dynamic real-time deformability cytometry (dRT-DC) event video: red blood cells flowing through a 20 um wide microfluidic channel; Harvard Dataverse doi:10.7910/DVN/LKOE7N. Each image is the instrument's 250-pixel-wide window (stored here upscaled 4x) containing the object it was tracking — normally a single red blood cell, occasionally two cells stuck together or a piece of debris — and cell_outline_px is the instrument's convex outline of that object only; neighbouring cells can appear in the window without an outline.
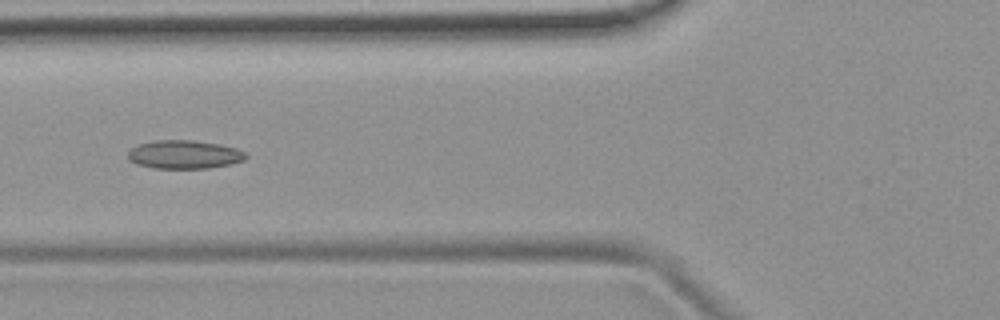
{"species": "common noctule bat (a hibernating species)", "species_latin": "Nyctalus noctula", "temperature_condition": "room temperature", "stored_images_in_passage": 6, "camera_frame_rate_fps": 3000, "um_per_image_px": 0.085, "animal": {"sex": "female", "body_mass_g": 19.9}, "frame": {"image": 1, "passage_image": 6, "time_ms": 6.0, "image_size_px": [1000, 320], "cell_outline_px": [[248, 156], [244, 160], [228, 164], [208, 168], [152, 168], [136, 164], [128, 160], [128, 152], [132, 148], [140, 144], [156, 140], [192, 140], [220, 144], [236, 148], [244, 152]], "centroid_in_image_um": [15.65, 13.13], "position_along_channel_um": 110.2, "area_um2": 19.48}}